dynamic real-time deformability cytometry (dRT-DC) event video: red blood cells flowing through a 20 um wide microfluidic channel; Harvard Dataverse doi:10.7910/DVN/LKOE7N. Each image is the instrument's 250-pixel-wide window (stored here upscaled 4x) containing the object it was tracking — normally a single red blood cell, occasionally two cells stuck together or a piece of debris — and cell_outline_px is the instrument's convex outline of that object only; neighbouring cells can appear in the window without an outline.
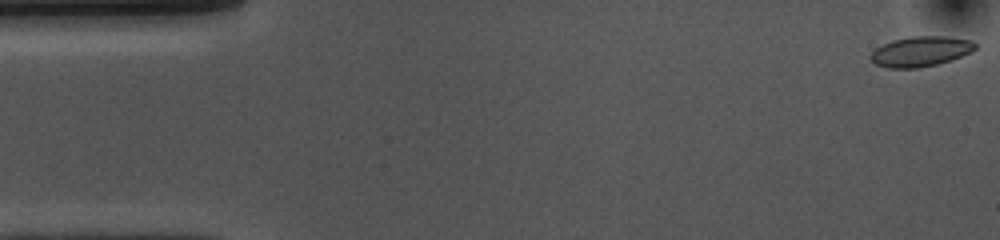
{"species": "common noctule bat (a hibernating species)", "species_latin": "Nyctalus noctula", "temperature_condition": "cold", "stored_images_in_passage": 55, "camera_frame_rate_fps": 3000, "um_per_image_px": 0.085, "animal": {"sex": "female", "body_mass_g": 10.0, "forearm_length_mm": 53.1}, "frame": {"image": 1, "passage_image": 1, "time_ms": 0.0, "image_size_px": [1000, 240], "cell_outline_px": [[976, 48], [972, 52], [952, 60], [920, 68], [888, 68], [876, 64], [868, 56], [876, 48], [892, 40], [912, 36], [944, 36], [972, 40], [976, 44]], "centroid_in_image_um": [78.27, 4.37], "position_along_channel_um": 6.7, "area_um2": 18.44}}
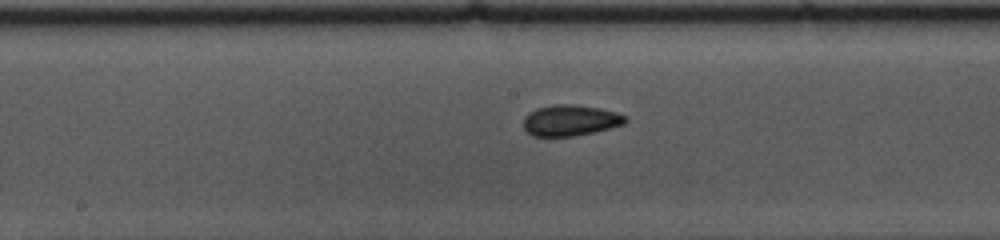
{"frame": {"image": 2, "passage_image": 27, "time_ms": 8.667, "image_size_px": [1000, 240], "cell_outline_px": [[628, 120], [624, 124], [576, 136], [532, 136], [524, 128], [524, 116], [528, 112], [536, 108], [556, 104], [576, 104], [600, 108], [616, 112], [628, 116]], "centroid_in_image_um": [48.48, 10.22], "position_along_channel_um": 199.7, "area_um2": 18.5}}
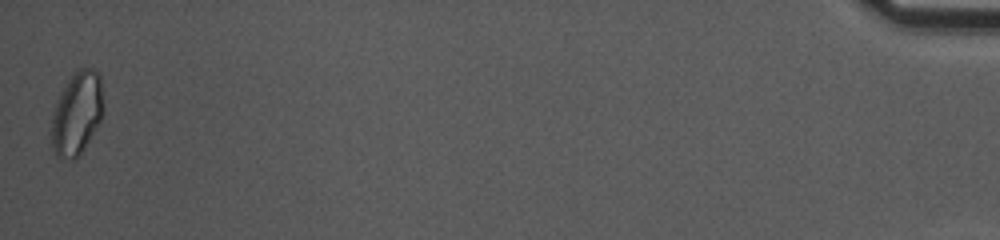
{"frame": {"image": 3, "passage_image": 55, "time_ms": 18.0, "image_size_px": [1000, 240], "cell_outline_px": [[104, 108], [100, 120], [84, 148], [72, 160], [60, 160], [56, 156], [52, 148], [52, 112], [72, 72], [80, 68], [92, 68], [100, 76], [104, 104]], "centroid_in_image_um": [6.54, 9.64], "position_along_channel_um": 428.7, "area_um2": 24.97}, "authors_computed_cell_mechanics": {"area_um2": 18.0336, "velocity_mm_per_s": 3.5395, "shape_relaxation_time_tau1_ms": 5.9926, "shape_relaxation_time_tau2_ms": 2.4731, "deformation_change_tau1": 0.1, "deformation_change_tau2": 0.0737}}